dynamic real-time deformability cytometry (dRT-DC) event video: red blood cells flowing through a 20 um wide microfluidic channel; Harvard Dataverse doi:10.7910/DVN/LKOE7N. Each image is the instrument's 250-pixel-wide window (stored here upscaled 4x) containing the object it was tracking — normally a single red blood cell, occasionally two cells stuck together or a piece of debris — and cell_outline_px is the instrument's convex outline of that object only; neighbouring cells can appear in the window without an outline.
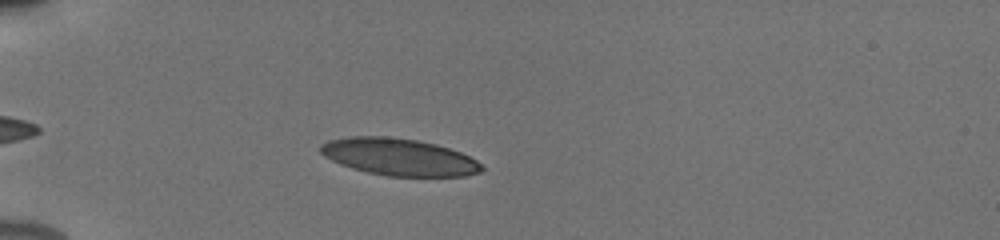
{"species": "human", "species_latin": "Homo sapiens", "temperature_condition": "cold", "stored_images_in_passage": 40, "camera_frame_rate_fps": 3000, "um_per_image_px": 0.085, "donor": {"sex": "male"}, "frame": {"image": 1, "passage_image": 7, "time_ms": 2.0, "image_size_px": [1000, 240], "cell_outline_px": [[484, 168], [480, 172], [464, 176], [388, 176], [368, 172], [352, 168], [340, 164], [324, 156], [320, 152], [320, 144], [328, 140], [352, 136], [388, 136], [416, 140], [436, 144], [460, 152], [476, 160]], "centroid_in_image_um": [33.89, 13.34], "position_along_channel_um": 51.1, "area_um2": 34.68}}
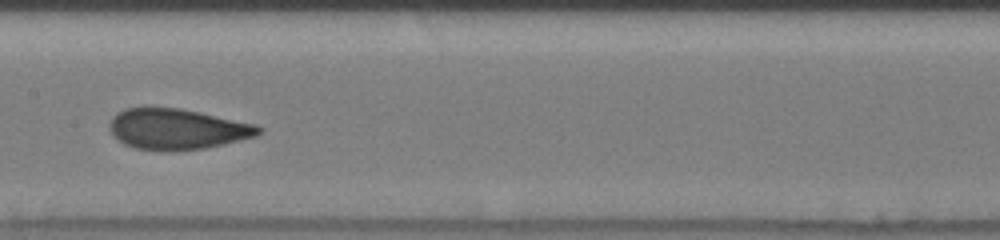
{"frame": {"image": 2, "passage_image": 20, "time_ms": 6.333, "image_size_px": [1000, 240], "cell_outline_px": [[264, 128], [256, 136], [224, 144], [204, 148], [136, 148], [124, 144], [108, 128], [108, 124], [112, 116], [116, 112], [124, 108], [144, 104], [180, 108], [200, 112], [256, 124]], "centroid_in_image_um": [15.02, 10.88], "position_along_channel_um": 192.4, "area_um2": 35.26}}
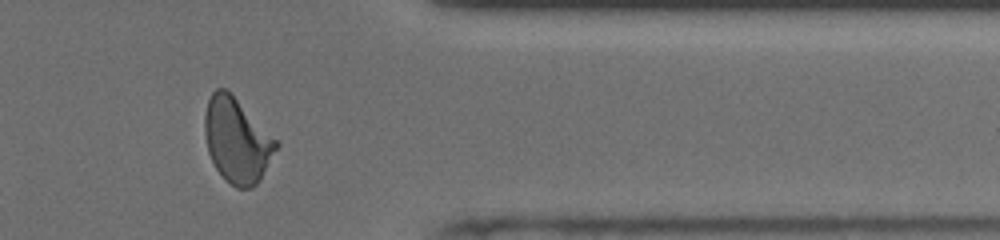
{"frame": {"image": 3, "passage_image": 36, "time_ms": 11.667, "image_size_px": [1000, 240], "cell_outline_px": [[280, 144], [260, 180], [252, 188], [236, 188], [224, 180], [216, 168], [208, 152], [204, 132], [204, 116], [208, 100], [212, 92], [216, 88], [224, 88]], "centroid_in_image_um": [20.11, 11.99], "position_along_channel_um": 391.3, "area_um2": 34.62}, "authors_computed_cell_mechanics": {"area_um2": 34.68, "velocity_mm_per_s": 3.9101, "shape_relaxation_time_tau1_ms": 4.9246, "shape_relaxation_time_tau2_ms": 0.7132, "deformation_change_tau1": 0.1712, "deformation_change_tau2": 0.0615}}